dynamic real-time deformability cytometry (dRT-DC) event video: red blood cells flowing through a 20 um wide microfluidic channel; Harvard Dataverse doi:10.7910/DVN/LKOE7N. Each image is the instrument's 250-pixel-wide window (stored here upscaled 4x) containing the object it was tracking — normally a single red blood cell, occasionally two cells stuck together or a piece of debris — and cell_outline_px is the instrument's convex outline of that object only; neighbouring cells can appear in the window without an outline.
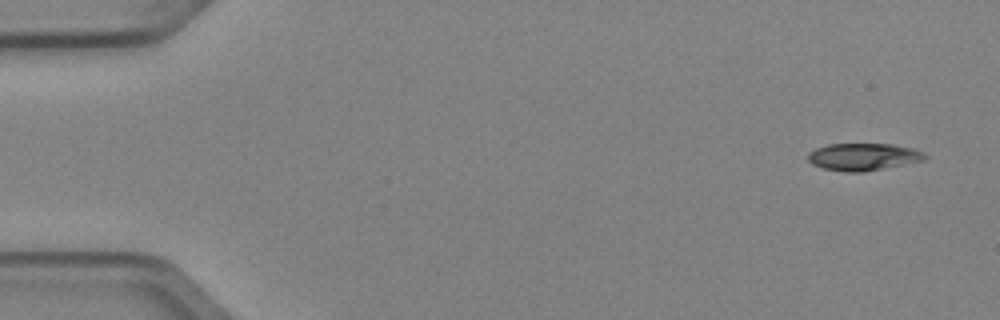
{"species": "Egyptian fruit bat (a non-hibernating species)", "species_latin": "Rousettus aegyptiacus", "temperature_condition": "cold", "stored_images_in_passage": 5, "camera_frame_rate_fps": 3000, "um_per_image_px": 0.085, "animal": {"sex": "female"}, "frame": {"image": 1, "passage_image": 1, "time_ms": 0.0, "image_size_px": [1000, 320], "cell_outline_px": [[928, 156], [924, 160], [864, 172], [844, 172], [824, 168], [812, 164], [808, 160], [808, 152], [816, 148], [828, 144], [892, 144], [912, 148], [924, 152]], "centroid_in_image_um": [73.37, 13.33], "position_along_channel_um": 11.6, "area_um2": 18.55}}
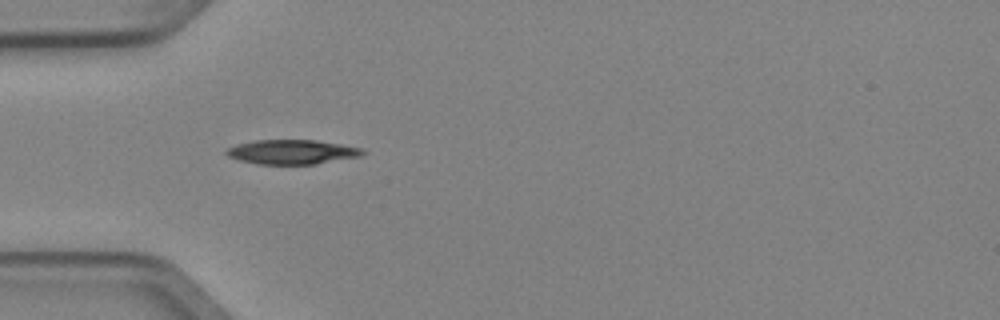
{"frame": {"image": 2, "passage_image": 4, "time_ms": 1.0, "image_size_px": [1000, 320], "cell_outline_px": [[364, 156], [316, 164], [256, 164], [240, 160], [228, 156], [224, 152], [228, 148], [236, 144], [256, 140], [316, 140], [364, 148]], "centroid_in_image_um": [24.85, 12.92], "position_along_channel_um": 60.1, "area_um2": 19.54}}
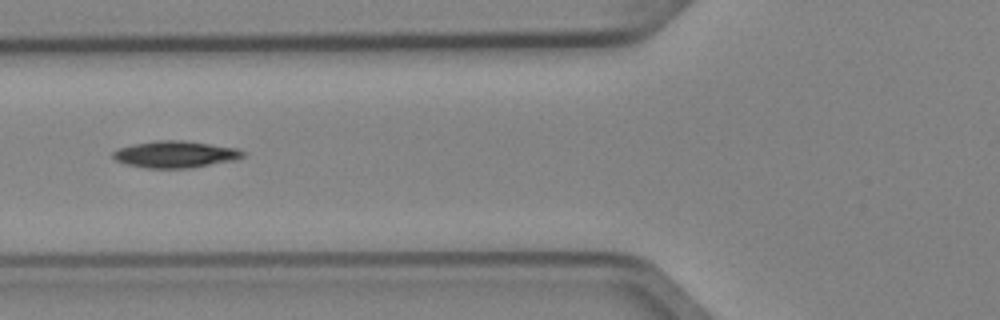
{"frame": {"image": 3, "passage_image": 5, "time_ms": 1.333, "image_size_px": [1000, 320], "cell_outline_px": [[244, 156], [236, 160], [192, 168], [148, 168], [128, 164], [116, 160], [112, 156], [112, 152], [120, 148], [136, 144], [156, 140], [184, 140], [236, 148], [244, 152]], "centroid_in_image_um": [14.93, 13.12], "position_along_channel_um": 110.9, "area_um2": 20.11}}